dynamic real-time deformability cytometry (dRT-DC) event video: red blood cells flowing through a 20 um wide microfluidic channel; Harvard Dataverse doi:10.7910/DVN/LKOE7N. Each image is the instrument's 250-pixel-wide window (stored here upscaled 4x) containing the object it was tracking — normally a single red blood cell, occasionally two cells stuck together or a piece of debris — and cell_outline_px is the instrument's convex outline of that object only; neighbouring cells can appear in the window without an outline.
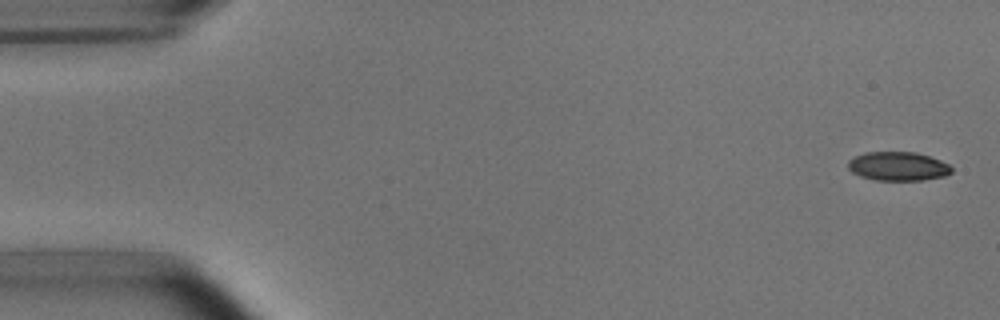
{"species": "common noctule bat (a hibernating species)", "species_latin": "Nyctalus noctula", "temperature_condition": "room temperature", "stored_images_in_passage": 5, "segment_of_instrument_passage": [1, 2], "camera_frame_rate_fps": 3000, "um_per_image_px": 0.085, "animal": {"sex": "male", "body_mass_g": 15.6}, "frame": {"image": 1, "passage_image": 1, "time_ms": 0.0, "image_size_px": [1000, 320], "cell_outline_px": [[952, 172], [944, 176], [924, 180], [876, 180], [860, 176], [852, 172], [848, 168], [848, 160], [864, 152], [916, 152], [940, 160], [948, 164], [952, 168]], "centroid_in_image_um": [76.32, 14.13], "position_along_channel_um": 8.7, "area_um2": 17.4}}
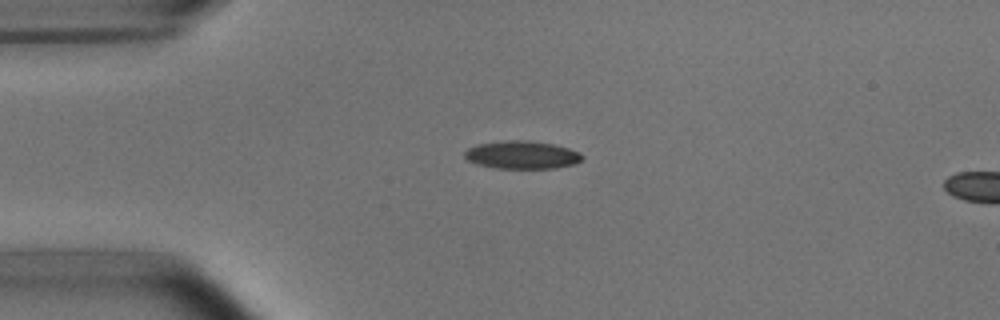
{"frame": {"image": 2, "passage_image": 4, "time_ms": 3.667, "image_size_px": [1000, 320], "cell_outline_px": [[584, 156], [576, 164], [556, 168], [496, 168], [476, 164], [468, 160], [464, 156], [464, 152], [468, 148], [480, 144], [512, 140], [528, 140], [552, 144], [568, 148], [580, 152]], "centroid_in_image_um": [44.39, 13.17], "position_along_channel_um": 40.6, "area_um2": 19.02}}